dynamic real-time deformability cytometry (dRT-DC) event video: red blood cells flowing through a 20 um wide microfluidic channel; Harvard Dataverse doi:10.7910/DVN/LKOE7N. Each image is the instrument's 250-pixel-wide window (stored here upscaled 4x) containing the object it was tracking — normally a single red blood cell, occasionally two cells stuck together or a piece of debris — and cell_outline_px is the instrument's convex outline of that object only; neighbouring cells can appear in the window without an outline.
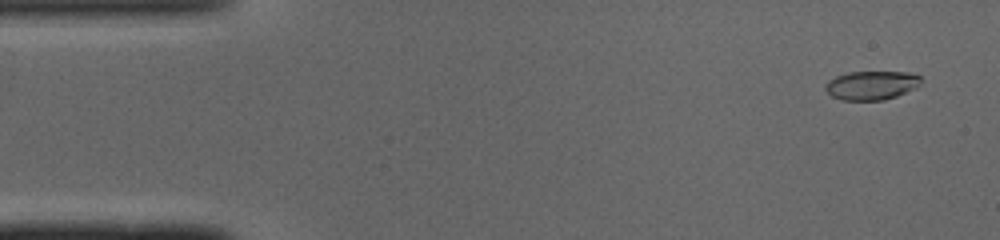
{"species": "common noctule bat (a hibernating species)", "species_latin": "Nyctalus noctula", "temperature_condition": "cold", "stored_images_in_passage": 49, "camera_frame_rate_fps": 3000, "um_per_image_px": 0.085, "animal": {"sex": "male", "body_mass_g": 19.0, "forearm_length_mm": 50.8}, "frame": {"image": 1, "passage_image": 3, "time_ms": 0.667, "image_size_px": [1000, 240], "cell_outline_px": [[920, 84], [916, 88], [896, 96], [884, 100], [840, 100], [832, 96], [824, 88], [824, 84], [828, 80], [836, 76], [848, 72], [908, 72], [920, 76]], "centroid_in_image_um": [74.05, 7.25], "position_along_channel_um": 10.9, "area_um2": 16.13}}
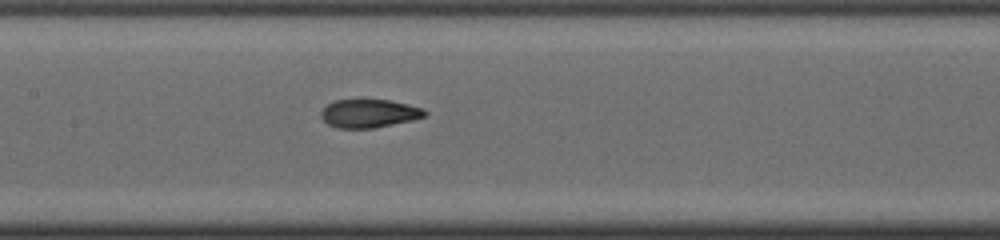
{"frame": {"image": 2, "passage_image": 23, "time_ms": 7.333, "image_size_px": [1000, 240], "cell_outline_px": [[428, 112], [424, 116], [412, 120], [372, 128], [336, 128], [328, 124], [320, 116], [320, 112], [328, 104], [336, 100], [388, 100], [408, 104], [424, 108]], "centroid_in_image_um": [31.37, 9.64], "position_along_channel_um": 176.0, "area_um2": 16.99}}
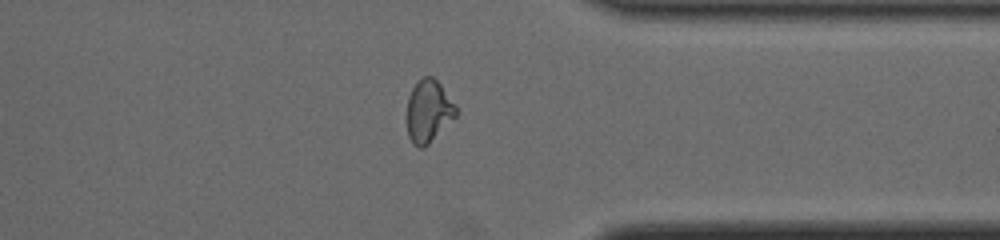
{"frame": {"image": 3, "passage_image": 38, "time_ms": 12.333, "image_size_px": [1000, 240], "cell_outline_px": [[456, 116], [424, 148], [420, 148], [412, 144], [408, 136], [408, 96], [412, 88], [424, 76], [432, 76], [440, 84], [456, 104]], "centroid_in_image_um": [36.42, 9.45], "position_along_channel_um": 375.0, "area_um2": 17.63}, "authors_computed_cell_mechanics": {"area_um2": 17.5134, "velocity_mm_per_s": 4.1119, "shape_relaxation_time_tau1_ms": 4.7844, "shape_relaxation_time_tau2_ms": 1.3732, "deformation_change_tau1": 0.2149, "deformation_change_tau2": 0.0653}}